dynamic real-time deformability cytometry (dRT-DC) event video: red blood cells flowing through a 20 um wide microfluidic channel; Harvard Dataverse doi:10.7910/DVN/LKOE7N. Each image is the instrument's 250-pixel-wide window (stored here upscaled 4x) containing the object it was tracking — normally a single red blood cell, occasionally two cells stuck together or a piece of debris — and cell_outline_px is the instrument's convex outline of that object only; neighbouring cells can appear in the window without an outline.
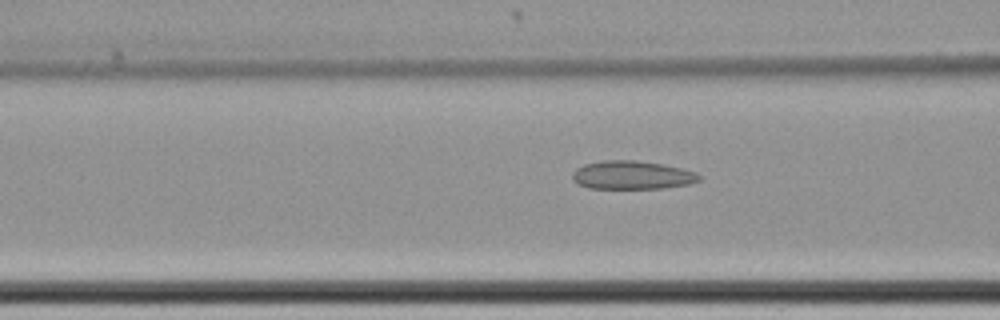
{"species": "common noctule bat (a hibernating species)", "species_latin": "Nyctalus noctula", "temperature_condition": "cold", "stored_images_in_passage": 10, "camera_frame_rate_fps": 3000, "um_per_image_px": 0.085, "animal": {"sex": "female", "body_mass_g": 22.7, "forearm_length_mm": 54.2}, "frame": {"image": 1, "passage_image": 8, "time_ms": 2.333, "image_size_px": [1000, 320], "cell_outline_px": [[700, 180], [688, 184], [664, 188], [588, 188], [576, 184], [572, 180], [572, 172], [576, 168], [584, 164], [604, 160], [636, 160], [664, 164], [696, 172], [700, 176]], "centroid_in_image_um": [53.68, 14.88], "position_along_channel_um": 112.9, "area_um2": 21.1}}